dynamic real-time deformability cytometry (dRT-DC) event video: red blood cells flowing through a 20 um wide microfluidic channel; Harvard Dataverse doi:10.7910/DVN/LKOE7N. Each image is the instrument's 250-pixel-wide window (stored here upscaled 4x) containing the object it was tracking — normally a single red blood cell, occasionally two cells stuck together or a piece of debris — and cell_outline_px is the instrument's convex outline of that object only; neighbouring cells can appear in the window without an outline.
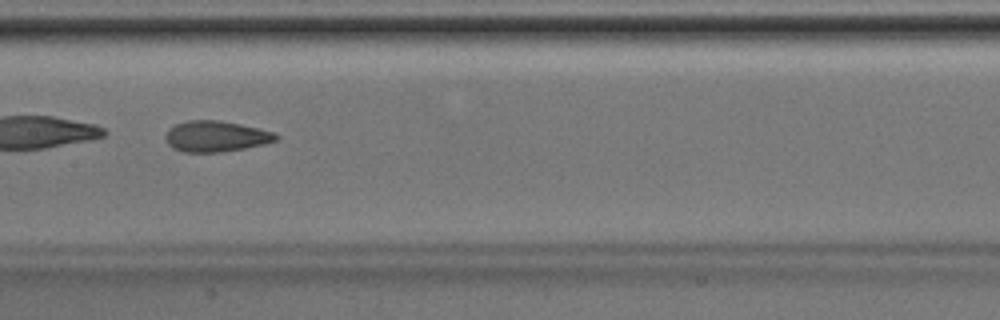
{"species": "Egyptian fruit bat (a non-hibernating species)", "species_latin": "Rousettus aegyptiacus", "temperature_condition": "room temperature", "stored_images_in_passage": 30, "camera_frame_rate_fps": 3000, "um_per_image_px": 0.085, "animal": {"sex": "male"}, "frame": {"image": 1, "passage_image": 9, "time_ms": 2.667, "image_size_px": [1000, 320], "cell_outline_px": [[280, 136], [276, 140], [264, 144], [244, 148], [220, 152], [184, 152], [172, 148], [168, 144], [164, 136], [168, 128], [176, 124], [188, 120], [220, 120], [240, 124], [272, 132]], "centroid_in_image_um": [18.3, 11.59], "position_along_channel_um": 189.1, "area_um2": 19.83}}